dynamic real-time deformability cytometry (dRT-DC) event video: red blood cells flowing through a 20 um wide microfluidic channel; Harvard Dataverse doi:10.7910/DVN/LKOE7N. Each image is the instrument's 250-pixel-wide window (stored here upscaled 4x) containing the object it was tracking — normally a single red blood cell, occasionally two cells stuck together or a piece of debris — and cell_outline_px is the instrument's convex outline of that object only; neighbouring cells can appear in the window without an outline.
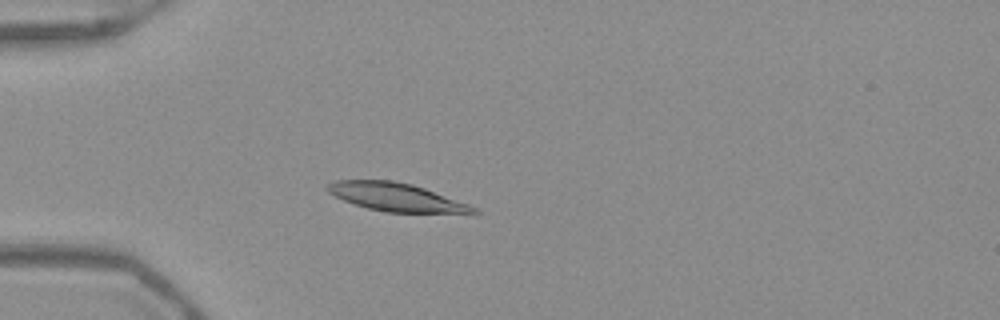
{"species": "Egyptian fruit bat (a non-hibernating species)", "species_latin": "Rousettus aegyptiacus", "temperature_condition": "warm", "stored_images_in_passage": 52, "camera_frame_rate_fps": 3000, "um_per_image_px": 0.085, "frame": {"image": 1, "passage_image": 15, "time_ms": 4.667, "image_size_px": [1000, 320], "cell_outline_px": [[480, 212], [388, 212], [368, 208], [344, 200], [328, 192], [324, 188], [328, 184], [336, 180], [392, 180], [412, 184], [424, 188], [468, 204], [476, 208]], "centroid_in_image_um": [33.6, 16.73], "position_along_channel_um": 51.4, "area_um2": 23.35}}
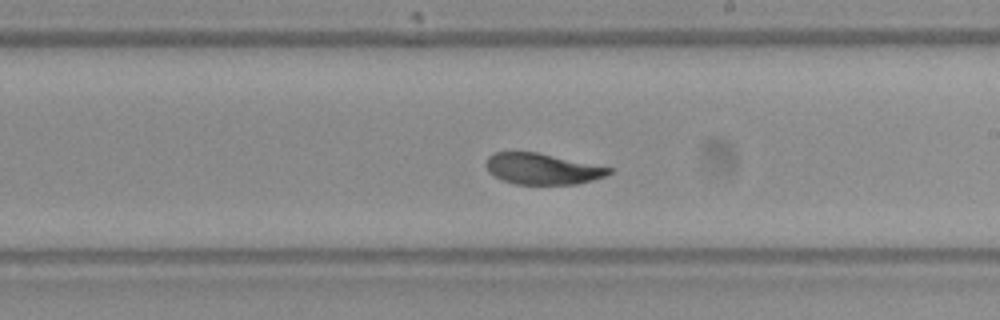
{"frame": {"image": 2, "passage_image": 31, "time_ms": 10.0, "image_size_px": [1000, 320], "cell_outline_px": [[612, 172], [604, 176], [592, 180], [576, 184], [516, 184], [504, 180], [488, 172], [484, 164], [488, 156], [492, 152], [536, 152], [612, 168]], "centroid_in_image_um": [46.05, 14.35], "position_along_channel_um": 242.9, "area_um2": 22.02}}
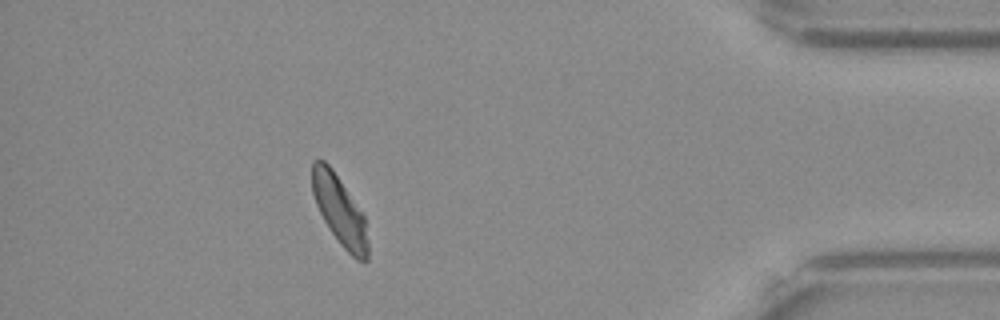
{"frame": {"image": 3, "passage_image": 47, "time_ms": 15.333, "image_size_px": [1000, 320], "cell_outline_px": [[368, 260], [356, 260], [340, 244], [328, 228], [316, 204], [312, 192], [312, 160], [324, 160], [332, 168], [364, 216], [368, 240]], "centroid_in_image_um": [28.86, 17.9], "position_along_channel_um": 406.3, "area_um2": 22.25}, "authors_computed_cell_mechanics": {"area_um2": 23.987, "velocity_mm_per_s": 3.8878, "shape_relaxation_time_tau1_ms": 5.2762, "shape_relaxation_time_tau2_ms": 1.9616, "deformation_change_tau1": 0.1764, "deformation_change_tau2": 0.0454}}